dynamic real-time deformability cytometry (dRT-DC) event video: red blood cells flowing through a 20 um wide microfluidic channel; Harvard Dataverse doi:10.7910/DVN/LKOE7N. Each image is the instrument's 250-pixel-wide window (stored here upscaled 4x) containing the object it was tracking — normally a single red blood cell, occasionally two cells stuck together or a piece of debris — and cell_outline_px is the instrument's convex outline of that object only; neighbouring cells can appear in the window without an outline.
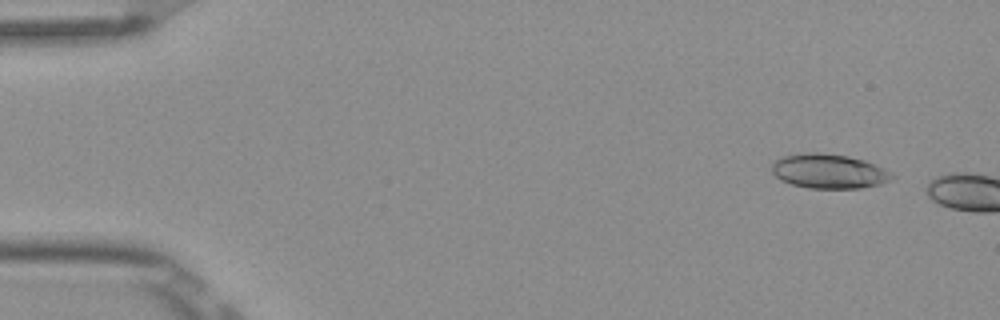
{"species": "Egyptian fruit bat (a non-hibernating species)", "species_latin": "Rousettus aegyptiacus", "temperature_condition": "room temperature", "stored_images_in_passage": 2, "camera_frame_rate_fps": 3000, "um_per_image_px": 0.085, "frame": {"image": 1, "passage_image": 1, "time_ms": 0.0, "image_size_px": [1000, 320], "cell_outline_px": [[896, 176], [892, 180], [880, 184], [860, 188], [808, 188], [792, 184], [780, 180], [772, 172], [772, 164], [780, 156], [800, 152], [820, 152], [848, 156], [864, 160], [884, 168], [892, 172]], "centroid_in_image_um": [70.46, 14.54], "position_along_channel_um": 14.5, "area_um2": 24.45}}